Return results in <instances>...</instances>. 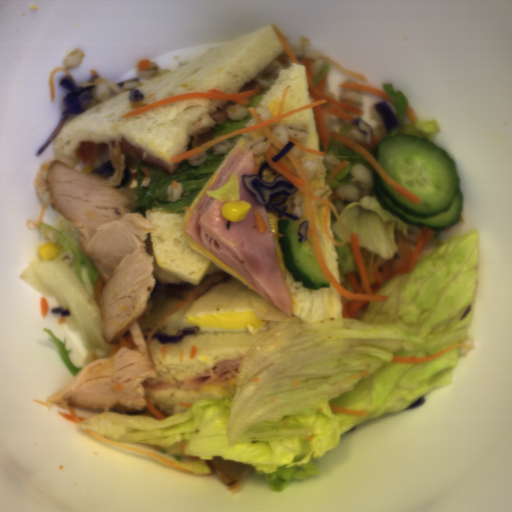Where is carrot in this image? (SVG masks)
I'll list each match as a JSON object with an SVG mask.
<instances>
[{
  "instance_id": "obj_12",
  "label": "carrot",
  "mask_w": 512,
  "mask_h": 512,
  "mask_svg": "<svg viewBox=\"0 0 512 512\" xmlns=\"http://www.w3.org/2000/svg\"><path fill=\"white\" fill-rule=\"evenodd\" d=\"M349 160L342 161L339 165H337L334 170L331 172V174L326 178L324 184L325 186L330 183L333 178L347 165L349 164Z\"/></svg>"
},
{
  "instance_id": "obj_7",
  "label": "carrot",
  "mask_w": 512,
  "mask_h": 512,
  "mask_svg": "<svg viewBox=\"0 0 512 512\" xmlns=\"http://www.w3.org/2000/svg\"><path fill=\"white\" fill-rule=\"evenodd\" d=\"M74 406L75 405H73L71 403L69 404L68 411L70 414L63 412V411H58V412L62 417L73 422L74 425H82V422L85 421L87 418L76 416Z\"/></svg>"
},
{
  "instance_id": "obj_13",
  "label": "carrot",
  "mask_w": 512,
  "mask_h": 512,
  "mask_svg": "<svg viewBox=\"0 0 512 512\" xmlns=\"http://www.w3.org/2000/svg\"><path fill=\"white\" fill-rule=\"evenodd\" d=\"M50 309L49 301L45 297L40 298V314L41 318L45 317Z\"/></svg>"
},
{
  "instance_id": "obj_6",
  "label": "carrot",
  "mask_w": 512,
  "mask_h": 512,
  "mask_svg": "<svg viewBox=\"0 0 512 512\" xmlns=\"http://www.w3.org/2000/svg\"><path fill=\"white\" fill-rule=\"evenodd\" d=\"M460 343H455L446 348L445 350L436 352L428 357H409V356H395L390 362H412V363H423L432 360L442 354L458 349Z\"/></svg>"
},
{
  "instance_id": "obj_8",
  "label": "carrot",
  "mask_w": 512,
  "mask_h": 512,
  "mask_svg": "<svg viewBox=\"0 0 512 512\" xmlns=\"http://www.w3.org/2000/svg\"><path fill=\"white\" fill-rule=\"evenodd\" d=\"M144 402H145V405L147 407V409L154 415V417L156 418V420L158 421H164L165 419L168 418V414L165 413L164 411L163 412H159L153 405L152 403L150 402V400L145 396L144 397Z\"/></svg>"
},
{
  "instance_id": "obj_9",
  "label": "carrot",
  "mask_w": 512,
  "mask_h": 512,
  "mask_svg": "<svg viewBox=\"0 0 512 512\" xmlns=\"http://www.w3.org/2000/svg\"><path fill=\"white\" fill-rule=\"evenodd\" d=\"M329 407H330V410H332L334 412L346 413V414H349L352 416L366 417L367 415H369L368 411L345 409V408L336 407V406H333L330 404H329Z\"/></svg>"
},
{
  "instance_id": "obj_2",
  "label": "carrot",
  "mask_w": 512,
  "mask_h": 512,
  "mask_svg": "<svg viewBox=\"0 0 512 512\" xmlns=\"http://www.w3.org/2000/svg\"><path fill=\"white\" fill-rule=\"evenodd\" d=\"M271 27H272L273 31L275 32L277 38L279 39L284 51L290 58V60L298 65H303L305 73H306L307 81H308L309 94H310L311 98L313 99V102L290 109L286 113H282L286 95L291 86L285 87L282 99L280 101L279 109H278V112L275 117L268 118V119H261L258 111L255 109L254 106H247L249 113L253 116V118L256 122L254 125H251L249 127H246V128L240 129L238 131L229 133L227 135L221 136L214 140H209L191 150H188L180 155H177V156L169 159L170 164L176 163L178 161L184 160V159L192 157V156H195V155L205 151L206 149L210 148L211 146H213L216 143H219V142L225 141L227 139H230V138H233L236 136H240V135H243L246 133H250V132H253V131H256L259 129H262V131L264 132V134L266 135V137L270 141V143L273 144L280 151L281 149L286 147L285 143L282 142L273 133V131L271 130V128L269 126H271L273 124H280V122L282 120H284L285 118H287L291 115H294L301 111L313 108L316 127H317V131H318V137H319V141L322 144L323 151H318V150H313V149L307 148L304 145L295 141V139H292L289 137V141L293 144V147H295L299 150H302L304 152L312 153V154L319 155V156H324L327 153L330 140H336V141L344 144L345 146L353 149L362 158H364L371 165V167L379 174V176L386 182V184L390 188H392L393 190L398 192L400 195H402L409 201H411L417 205L421 204V200L419 199V197L417 195H415L413 192L405 189L404 187H402L400 184H398L397 182H395L393 179H391L389 177V175L386 173V171L382 167L381 163L369 151H367L359 143L354 142L353 140L349 139L348 137H346L338 132L329 131L324 122L325 114H330L332 116L344 119V120L352 123L353 120H355L354 117L342 112L343 110H346L353 114L362 115V116L364 115L365 112L362 109H358L354 106H350L352 103H354L353 100L343 102L341 100H336V99L330 98L325 93L327 77H328L327 71L322 76L319 83L315 84L313 81L312 71H311L312 65L314 63H316L317 61H325V62L330 63L333 66H335L344 75H348V76L354 77L356 79H361L364 82L368 81L366 76L363 75L362 73L353 72V71L345 68L344 66H342L336 60H334L330 57H326V56L306 57L302 61H299L297 59V57L295 56V54L293 53V51H292L286 37L282 33V31L279 28H277L275 25H271Z\"/></svg>"
},
{
  "instance_id": "obj_4",
  "label": "carrot",
  "mask_w": 512,
  "mask_h": 512,
  "mask_svg": "<svg viewBox=\"0 0 512 512\" xmlns=\"http://www.w3.org/2000/svg\"><path fill=\"white\" fill-rule=\"evenodd\" d=\"M82 431L85 434H87L88 436H90L91 438H94L96 440L102 441L104 443H107V444H110L112 446H115V447H118V448H122V449H125V450H128V451H131V452H135V453H138V454H142V455H145V456L152 457L153 459H155L156 461H158L161 464H164V465H166L168 467H171V468L176 469L178 471H181L183 473L194 475L193 471H190V470L182 467L178 463L170 460L169 458H167V457H165V456H163L161 454L152 453V452L145 451V450H142V449H138V448H135V447H132V446H128V445H125V444L114 443V442L108 440L107 438H105L103 436H100V435L96 434L95 432L87 430V429H84Z\"/></svg>"
},
{
  "instance_id": "obj_5",
  "label": "carrot",
  "mask_w": 512,
  "mask_h": 512,
  "mask_svg": "<svg viewBox=\"0 0 512 512\" xmlns=\"http://www.w3.org/2000/svg\"><path fill=\"white\" fill-rule=\"evenodd\" d=\"M338 89L358 90V91L372 93V94H375L377 96H380V97L386 99L387 101H389L395 105L394 101L392 100L391 96L387 94L386 90H383V89H380L377 87H373V86H369V85H365V84H361V83L342 82L341 84L338 85Z\"/></svg>"
},
{
  "instance_id": "obj_10",
  "label": "carrot",
  "mask_w": 512,
  "mask_h": 512,
  "mask_svg": "<svg viewBox=\"0 0 512 512\" xmlns=\"http://www.w3.org/2000/svg\"><path fill=\"white\" fill-rule=\"evenodd\" d=\"M104 280L101 276V274H97L93 280V284H94V300L97 301L99 304H100V294H101V290H102V287L104 285Z\"/></svg>"
},
{
  "instance_id": "obj_14",
  "label": "carrot",
  "mask_w": 512,
  "mask_h": 512,
  "mask_svg": "<svg viewBox=\"0 0 512 512\" xmlns=\"http://www.w3.org/2000/svg\"><path fill=\"white\" fill-rule=\"evenodd\" d=\"M406 115H407V117L410 119V121L412 123L420 122L418 117L416 116L414 110L411 108V106L409 104H408V107H407V110H406Z\"/></svg>"
},
{
  "instance_id": "obj_3",
  "label": "carrot",
  "mask_w": 512,
  "mask_h": 512,
  "mask_svg": "<svg viewBox=\"0 0 512 512\" xmlns=\"http://www.w3.org/2000/svg\"><path fill=\"white\" fill-rule=\"evenodd\" d=\"M258 94H260V89L258 88L257 85L252 91H246V92H241V93H237V94H227L223 91H219L216 89H211L209 91H197V92L186 93V94L174 96L171 98L155 101L151 104H148L142 108H139V109H137L133 112H130L124 116H121L119 118L138 115L140 113H143V112L150 110L152 108H155L157 106H165V105H168L171 103H175V102H179V101H183V100H187V99H223V100L233 101L236 105H248L249 102L245 98L255 97Z\"/></svg>"
},
{
  "instance_id": "obj_11",
  "label": "carrot",
  "mask_w": 512,
  "mask_h": 512,
  "mask_svg": "<svg viewBox=\"0 0 512 512\" xmlns=\"http://www.w3.org/2000/svg\"><path fill=\"white\" fill-rule=\"evenodd\" d=\"M56 71H63L65 73V77L66 76H71V74L69 73V71L67 69H64V68H58V69H54L51 73H50V76H49V91H50V94H51V101L52 103L55 102V95H54V74Z\"/></svg>"
},
{
  "instance_id": "obj_1",
  "label": "carrot",
  "mask_w": 512,
  "mask_h": 512,
  "mask_svg": "<svg viewBox=\"0 0 512 512\" xmlns=\"http://www.w3.org/2000/svg\"><path fill=\"white\" fill-rule=\"evenodd\" d=\"M274 155L273 151L267 148L265 153L267 165L290 182L297 191L305 195L304 211L308 224L307 237L324 276L339 294L343 310L342 318L355 319L358 311L369 301L386 302L388 296L377 295L376 293L398 273H409L415 268L424 246L429 239L433 238L436 229H431L428 226L422 227L417 241L413 245L402 231L395 233V244L398 251L392 259H384L371 251H362L359 237L355 232H350L351 250L360 279L358 281L353 272L343 273L353 288L354 293H350L339 284L325 262L312 206L313 200L326 203L323 216L324 230L330 242L339 247L346 243L348 236L334 203L329 199L317 197L313 194L305 170L290 150L277 162L272 161ZM330 209L335 214L344 233V242L341 244L333 240L329 233L328 213Z\"/></svg>"
}]
</instances>
